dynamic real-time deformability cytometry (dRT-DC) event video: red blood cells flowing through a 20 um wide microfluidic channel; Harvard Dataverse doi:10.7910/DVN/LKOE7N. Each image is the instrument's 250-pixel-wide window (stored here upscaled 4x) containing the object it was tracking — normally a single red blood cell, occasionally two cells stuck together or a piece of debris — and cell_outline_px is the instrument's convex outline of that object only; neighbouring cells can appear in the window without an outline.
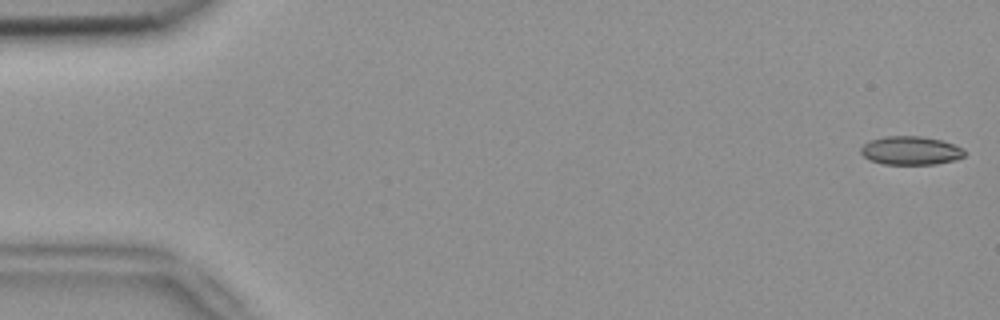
{"species": "common noctule bat (a hibernating species)", "species_latin": "Nyctalus noctula", "temperature_condition": "room temperature", "stored_images_in_passage": 53, "camera_frame_rate_fps": 3000, "um_per_image_px": 0.085, "animal": {"sex": "female", "body_mass_g": 18.4}, "frame": {"image": 1, "passage_image": 1, "time_ms": 0.0, "image_size_px": [1000, 320], "cell_outline_px": [[964, 156], [956, 160], [936, 164], [880, 164], [864, 156], [860, 152], [860, 148], [868, 140], [884, 136], [920, 136], [940, 140], [964, 148]], "centroid_in_image_um": [77.39, 12.8], "position_along_channel_um": 7.6, "area_um2": 17.28}}
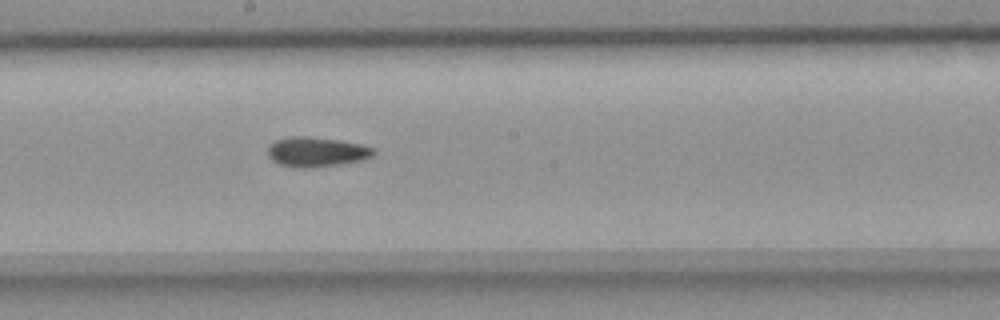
{"frame": {"image": 2, "passage_image": 29, "time_ms": 9.333, "image_size_px": [1000, 320], "cell_outline_px": [[376, 152], [372, 156], [364, 160], [340, 164], [308, 168], [296, 168], [280, 164], [272, 160], [268, 156], [268, 144], [276, 140], [292, 136], [308, 136], [340, 140], [360, 144], [376, 148]], "centroid_in_image_um": [26.91, 12.91], "position_along_channel_um": 221.3, "area_um2": 18.55}}
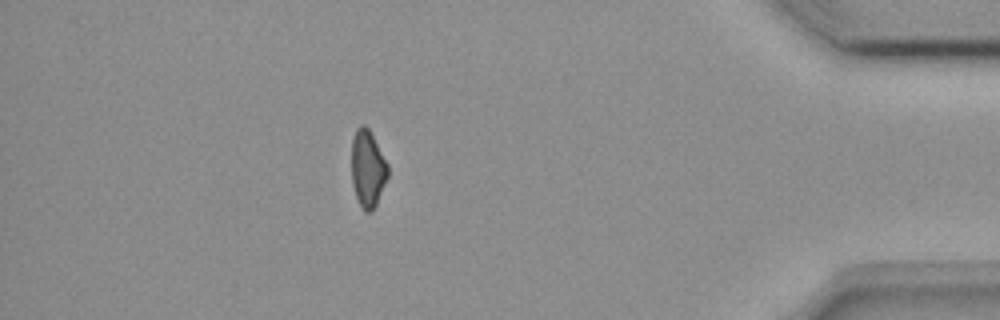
{"frame": {"image": 3, "passage_image": 47, "time_ms": 15.333, "image_size_px": [1000, 320], "cell_outline_px": [[388, 176], [376, 204], [372, 212], [364, 212], [356, 196], [352, 184], [352, 140], [356, 128], [360, 124], [364, 124], [368, 128], [388, 164]], "centroid_in_image_um": [31.25, 14.33], "position_along_channel_um": 404.0, "area_um2": 16.18}, "authors_computed_cell_mechanics": {"area_um2": 17.4556, "velocity_mm_per_s": 3.7975, "shape_relaxation_time_tau1_ms": null, "shape_relaxation_time_tau2_ms": 9.1794, "deformation_change_tau1": null, "deformation_change_tau2": 0.1649}}